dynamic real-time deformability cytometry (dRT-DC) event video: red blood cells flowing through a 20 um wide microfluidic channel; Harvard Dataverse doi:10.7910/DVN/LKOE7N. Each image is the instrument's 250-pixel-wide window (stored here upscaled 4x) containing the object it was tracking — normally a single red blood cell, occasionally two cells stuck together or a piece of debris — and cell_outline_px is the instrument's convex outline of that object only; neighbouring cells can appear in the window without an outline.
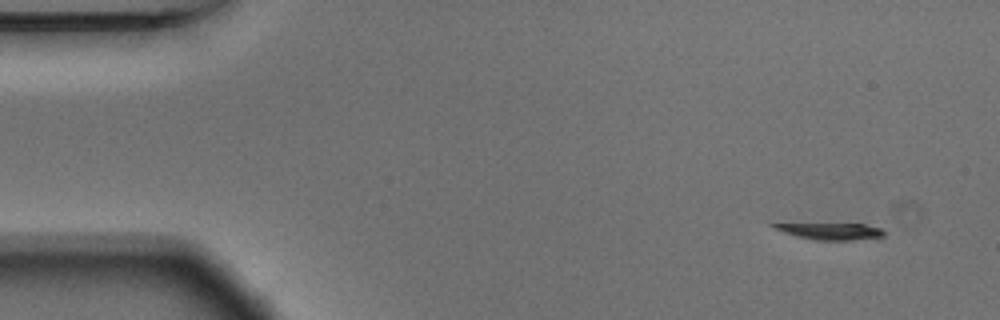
{"species": "Egyptian fruit bat (a non-hibernating species)", "species_latin": "Rousettus aegyptiacus", "temperature_condition": "warm", "stored_images_in_passage": 5, "segment_of_instrument_passage": [2, 2], "camera_frame_rate_fps": 3000, "um_per_image_px": 0.085, "animal": {"sex": "male"}, "frame": {"image": 1, "passage_image": 5, "time_ms": 1.333, "image_size_px": [1000, 320], "cell_outline_px": [[884, 236], [852, 240], [816, 240], [796, 236], [784, 232], [768, 224], [864, 224], [880, 228], [884, 232]], "centroid_in_image_um": [70.65, 19.66], "position_along_channel_um": 14.4, "area_um2": 10.35}}